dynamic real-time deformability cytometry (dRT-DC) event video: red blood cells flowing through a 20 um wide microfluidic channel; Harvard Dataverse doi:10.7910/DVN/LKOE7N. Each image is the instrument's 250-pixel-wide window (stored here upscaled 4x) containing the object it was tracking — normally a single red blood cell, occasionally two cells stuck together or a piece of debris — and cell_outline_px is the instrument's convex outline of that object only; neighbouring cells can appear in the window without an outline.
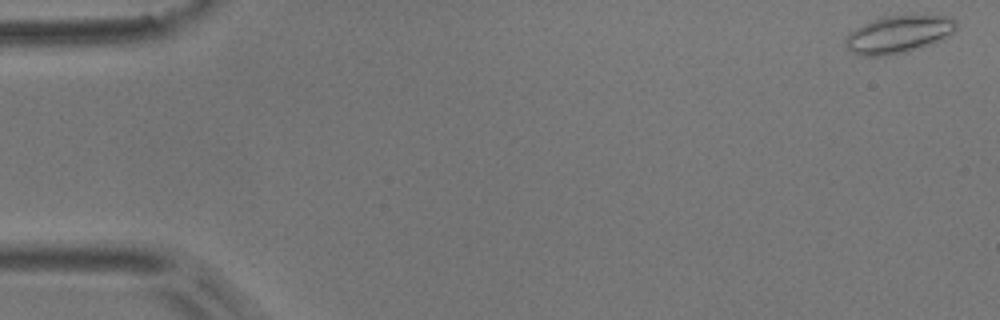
{"species": "common noctule bat (a hibernating species)", "species_latin": "Nyctalus noctula", "temperature_condition": "room temperature", "stored_images_in_passage": 8, "camera_frame_rate_fps": 3000, "um_per_image_px": 0.085, "animal": {"sex": "male", "body_mass_g": 17.9}, "frame": {"image": 1, "passage_image": 1, "time_ms": 0.0, "image_size_px": [1000, 320], "cell_outline_px": [[956, 28], [948, 36], [928, 44], [904, 52], [880, 56], [864, 56], [852, 52], [844, 44], [844, 40], [848, 32], [872, 20], [884, 16], [952, 16], [956, 20]], "centroid_in_image_um": [76.33, 2.91], "position_along_channel_um": 8.7, "area_um2": 23.76}}
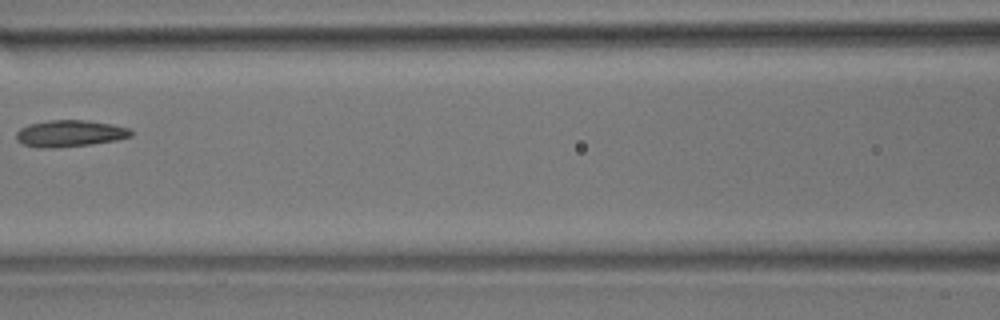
{"frame": {"image": 2, "passage_image": 7, "time_ms": 2.0, "image_size_px": [1000, 320], "cell_outline_px": [[132, 136], [116, 140], [92, 144], [56, 148], [36, 148], [24, 144], [16, 140], [16, 132], [20, 128], [28, 124], [52, 120], [84, 120], [112, 124], [128, 128], [132, 132]], "centroid_in_image_um": [5.91, 11.35], "position_along_channel_um": 160.7, "area_um2": 17.86}}
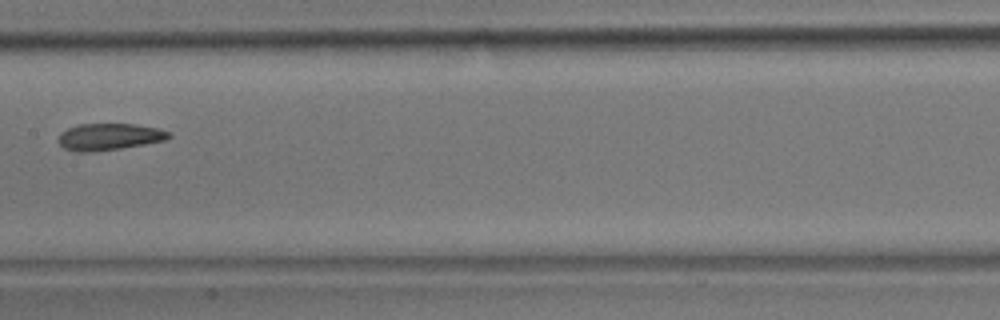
{"frame": {"image": 3, "passage_image": 8, "time_ms": 2.333, "image_size_px": [1000, 320], "cell_outline_px": [[172, 136], [164, 140], [144, 144], [120, 148], [92, 152], [76, 152], [64, 148], [56, 140], [60, 132], [68, 128], [80, 124], [136, 124], [160, 128], [168, 132]], "centroid_in_image_um": [9.24, 11.62], "position_along_channel_um": 198.2, "area_um2": 17.28}}